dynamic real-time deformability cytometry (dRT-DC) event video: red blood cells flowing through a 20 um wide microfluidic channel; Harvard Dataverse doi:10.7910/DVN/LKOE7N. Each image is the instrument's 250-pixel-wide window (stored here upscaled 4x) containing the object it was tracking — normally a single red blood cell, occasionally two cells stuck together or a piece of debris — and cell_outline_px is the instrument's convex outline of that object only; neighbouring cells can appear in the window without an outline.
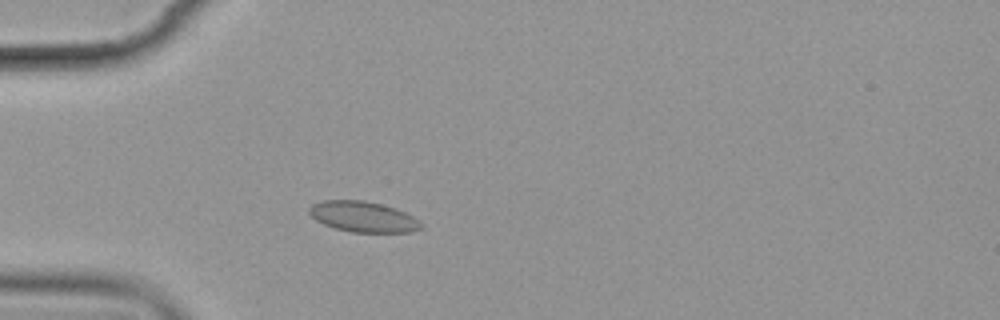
{"species": "common noctule bat (a hibernating species)", "species_latin": "Nyctalus noctula", "temperature_condition": "cold", "stored_images_in_passage": 3, "camera_frame_rate_fps": 3000, "um_per_image_px": 0.085, "animal": {"sex": "female", "body_mass_g": 19.9}, "frame": {"image": 1, "passage_image": 3, "time_ms": 2.333, "image_size_px": [1000, 320], "cell_outline_px": [[424, 228], [412, 232], [352, 232], [336, 228], [324, 224], [316, 220], [308, 212], [308, 208], [312, 204], [324, 200], [364, 200], [396, 208], [420, 220], [424, 224]], "centroid_in_image_um": [30.9, 18.42], "position_along_channel_um": 54.1, "area_um2": 20.06}}